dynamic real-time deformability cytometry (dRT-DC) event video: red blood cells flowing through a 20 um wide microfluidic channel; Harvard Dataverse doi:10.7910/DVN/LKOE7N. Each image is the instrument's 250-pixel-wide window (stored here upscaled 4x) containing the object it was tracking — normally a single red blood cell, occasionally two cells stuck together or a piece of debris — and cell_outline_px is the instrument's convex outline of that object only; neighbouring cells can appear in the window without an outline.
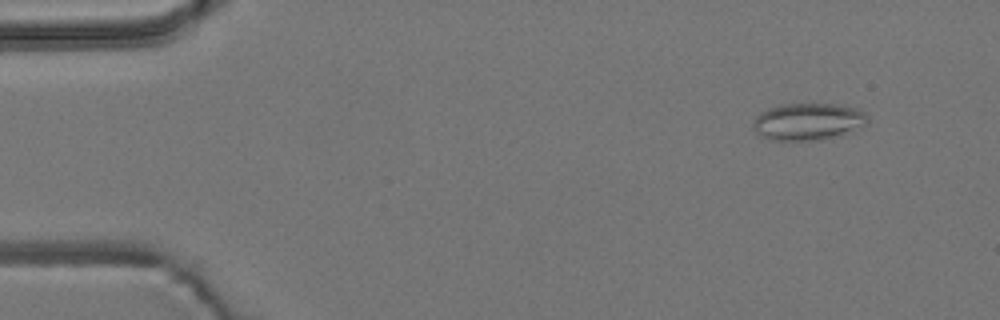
{"species": "common noctule bat (a hibernating species)", "species_latin": "Nyctalus noctula", "temperature_condition": "room temperature", "stored_images_in_passage": 4, "camera_frame_rate_fps": 3000, "um_per_image_px": 0.085, "animal": {"sex": "male", "body_mass_g": 19.2, "forearm_length_mm": 51.8}, "frame": {"image": 1, "passage_image": 2, "time_ms": 1.0, "image_size_px": [1000, 320], "cell_outline_px": [[868, 124], [852, 132], [840, 136], [820, 140], [768, 140], [760, 136], [756, 128], [756, 116], [760, 112], [768, 108], [780, 104], [836, 104], [860, 108], [868, 116]], "centroid_in_image_um": [68.77, 10.34], "position_along_channel_um": 16.2, "area_um2": 24.97}}